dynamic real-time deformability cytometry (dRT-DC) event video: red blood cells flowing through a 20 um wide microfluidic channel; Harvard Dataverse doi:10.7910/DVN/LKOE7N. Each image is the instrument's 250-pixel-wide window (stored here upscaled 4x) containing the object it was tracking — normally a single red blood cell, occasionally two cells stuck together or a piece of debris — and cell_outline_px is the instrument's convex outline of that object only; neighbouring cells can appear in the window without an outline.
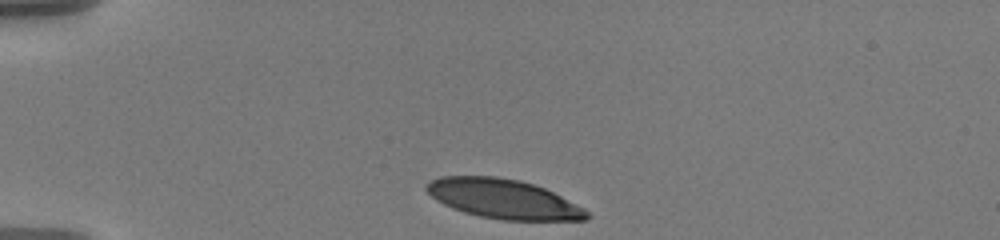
{"species": "human", "species_latin": "Homo sapiens", "temperature_condition": "warm", "stored_images_in_passage": 23, "camera_frame_rate_fps": 3000, "um_per_image_px": 0.085, "donor": {"sex": "male"}, "frame": {"image": 1, "passage_image": 1, "time_ms": 0.0, "image_size_px": [1000, 240], "cell_outline_px": [[592, 216], [588, 220], [504, 220], [480, 216], [464, 212], [452, 208], [436, 200], [424, 188], [424, 184], [440, 176], [496, 176], [520, 180], [544, 188], [584, 208]], "centroid_in_image_um": [42.77, 16.91], "position_along_channel_um": 42.2, "area_um2": 36.7}}
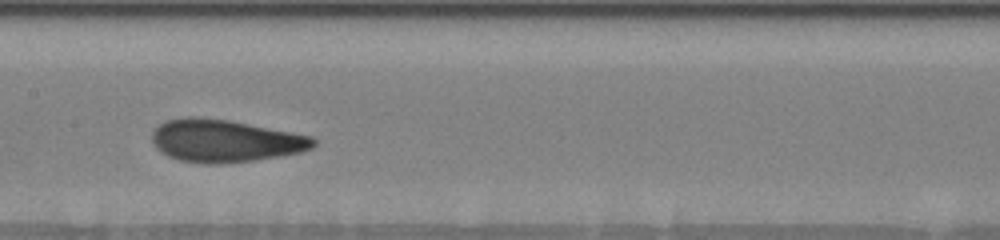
{"frame": {"image": 2, "passage_image": 12, "time_ms": 3.667, "image_size_px": [1000, 240], "cell_outline_px": [[316, 144], [312, 148], [300, 152], [280, 156], [252, 160], [220, 164], [204, 164], [180, 160], [168, 156], [160, 152], [156, 148], [152, 140], [152, 132], [160, 124], [168, 120], [188, 116], [200, 116], [228, 120], [292, 132], [312, 136], [316, 140]], "centroid_in_image_um": [19.11, 11.97], "position_along_channel_um": 188.3, "area_um2": 40.0}}
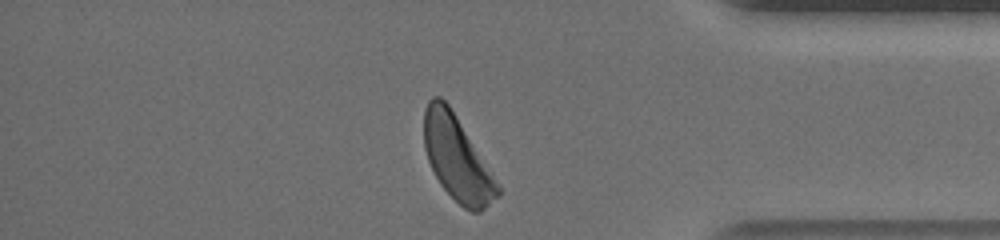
{"frame": {"image": 3, "passage_image": 23, "time_ms": 7.333, "image_size_px": [1000, 240], "cell_outline_px": [[500, 196], [480, 212], [472, 212], [464, 208], [440, 184], [428, 160], [424, 148], [424, 108], [428, 100], [432, 96], [440, 96], [448, 104], [500, 188]], "centroid_in_image_um": [38.81, 13.47], "position_along_channel_um": 396.4, "area_um2": 35.2}}